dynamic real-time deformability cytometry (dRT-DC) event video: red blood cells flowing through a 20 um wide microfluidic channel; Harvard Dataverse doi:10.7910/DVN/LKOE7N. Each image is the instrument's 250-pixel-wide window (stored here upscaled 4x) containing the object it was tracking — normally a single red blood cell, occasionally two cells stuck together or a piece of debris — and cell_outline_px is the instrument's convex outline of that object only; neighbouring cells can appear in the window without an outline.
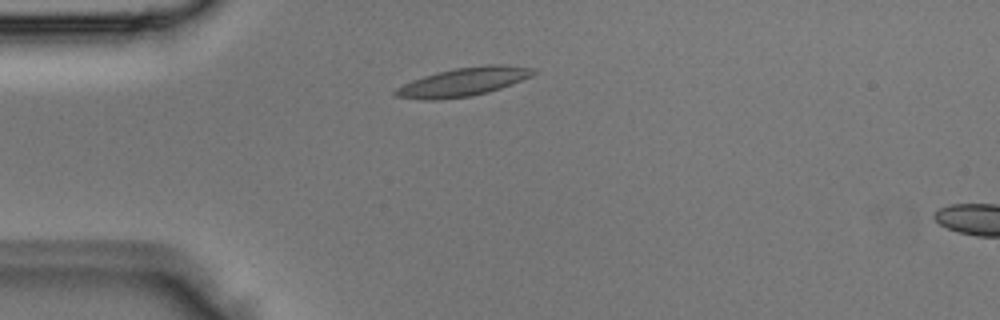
{"species": "Egyptian fruit bat (a non-hibernating species)", "species_latin": "Rousettus aegyptiacus", "temperature_condition": "room temperature", "stored_images_in_passage": 1, "camera_frame_rate_fps": 3000, "um_per_image_px": 0.085, "animal": {"sex": "male"}, "frame": {"image": 1, "passage_image": 1, "time_ms": 0.0, "image_size_px": [1000, 320], "cell_outline_px": [[536, 72], [532, 76], [500, 88], [488, 92], [472, 96], [436, 100], [424, 100], [396, 96], [392, 92], [396, 88], [412, 80], [436, 72], [456, 68], [488, 64], [500, 64], [532, 68]], "centroid_in_image_um": [39.36, 6.96], "position_along_channel_um": 45.6, "area_um2": 22.77}}